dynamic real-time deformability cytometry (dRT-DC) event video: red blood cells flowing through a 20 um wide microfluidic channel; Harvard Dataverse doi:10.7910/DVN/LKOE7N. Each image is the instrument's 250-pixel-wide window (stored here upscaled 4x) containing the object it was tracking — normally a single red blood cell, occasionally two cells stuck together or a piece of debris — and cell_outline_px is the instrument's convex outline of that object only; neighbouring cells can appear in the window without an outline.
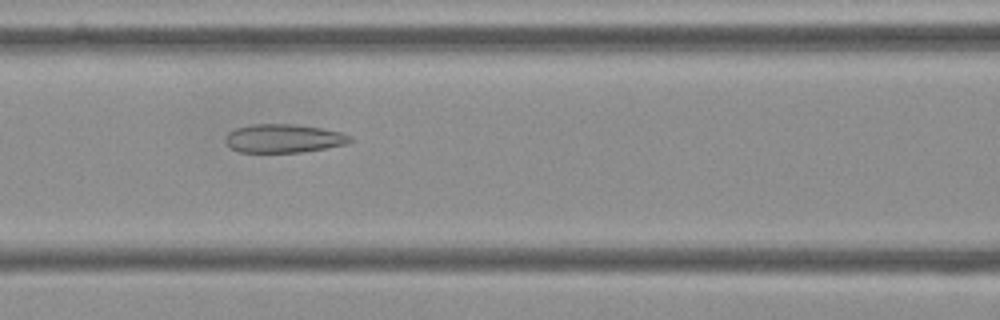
{"species": "Egyptian fruit bat (a non-hibernating species)", "species_latin": "Rousettus aegyptiacus", "temperature_condition": "cold", "stored_images_in_passage": 40, "camera_frame_rate_fps": 3000, "um_per_image_px": 0.085, "frame": {"image": 1, "passage_image": 8, "time_ms": 2.333, "image_size_px": [1000, 320], "cell_outline_px": [[352, 140], [348, 144], [300, 152], [240, 152], [232, 148], [224, 140], [224, 136], [228, 132], [236, 128], [252, 124], [292, 124], [320, 128], [340, 132], [352, 136]], "centroid_in_image_um": [24.09, 11.76], "position_along_channel_um": 142.5, "area_um2": 20.63}}
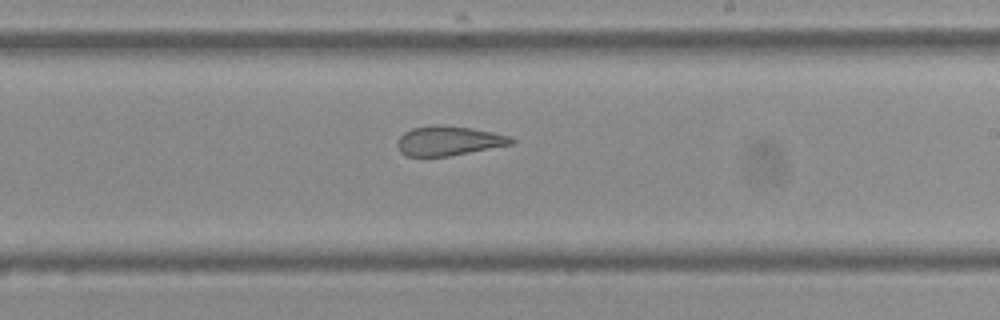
{"frame": {"image": 2, "passage_image": 17, "time_ms": 5.333, "image_size_px": [1000, 320], "cell_outline_px": [[516, 140], [512, 144], [448, 156], [408, 156], [400, 152], [396, 144], [400, 136], [404, 132], [412, 128], [436, 124], [472, 128], [512, 136]], "centroid_in_image_um": [38.13, 11.96], "position_along_channel_um": 250.9, "area_um2": 19.54}}
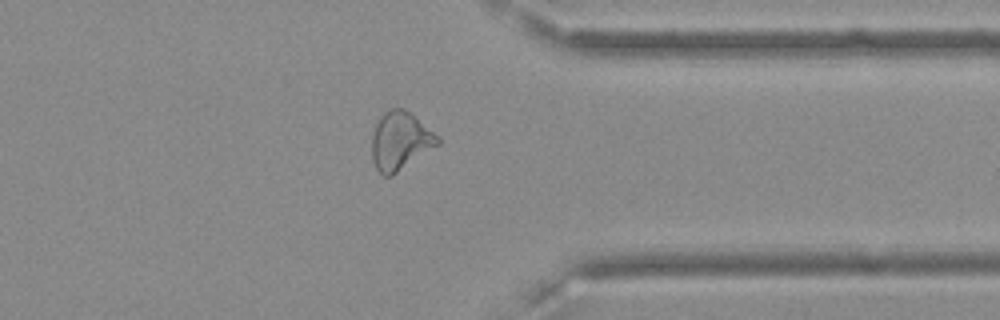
{"frame": {"image": 3, "passage_image": 28, "time_ms": 9.0, "image_size_px": [1000, 320], "cell_outline_px": [[440, 144], [392, 176], [384, 176], [376, 168], [372, 160], [372, 136], [376, 124], [380, 116], [384, 112], [392, 108], [404, 108], [416, 116], [440, 136]], "centroid_in_image_um": [34.04, 11.97], "position_along_channel_um": 377.4, "area_um2": 22.54}, "authors_computed_cell_mechanics": {"area_um2": 21.5016, "velocity_mm_per_s": 3.6208, "shape_relaxation_time_tau1_ms": null, "shape_relaxation_time_tau2_ms": 1.8234, "deformation_change_tau1": null, "deformation_change_tau2": 0.1086}}